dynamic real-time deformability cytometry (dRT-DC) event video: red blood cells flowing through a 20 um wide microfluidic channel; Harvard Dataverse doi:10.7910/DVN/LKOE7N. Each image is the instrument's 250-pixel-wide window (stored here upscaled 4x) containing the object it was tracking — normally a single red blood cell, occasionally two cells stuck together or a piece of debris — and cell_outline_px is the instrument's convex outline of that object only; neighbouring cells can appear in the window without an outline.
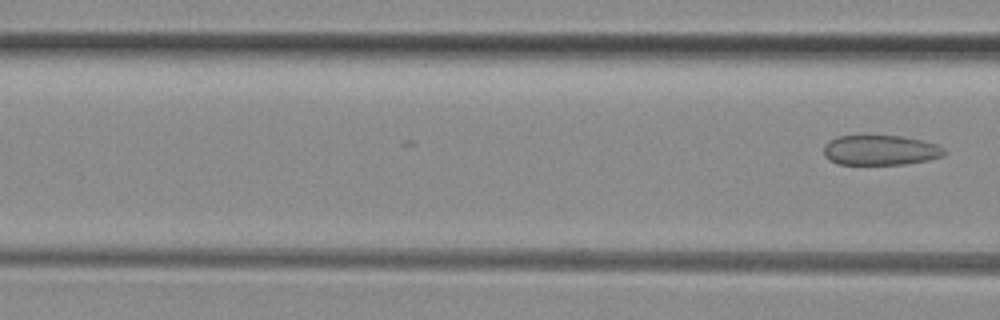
{"species": "common noctule bat (a hibernating species)", "species_latin": "Nyctalus noctula", "temperature_condition": "room temperature", "stored_images_in_passage": 15, "camera_frame_rate_fps": 3000, "um_per_image_px": 0.085, "animal": {"sex": "female", "body_mass_g": 29.2, "forearm_length_mm": 56.3}, "frame": {"image": 1, "passage_image": 15, "time_ms": 4.667, "image_size_px": [1000, 320], "cell_outline_px": [[944, 156], [928, 160], [904, 164], [840, 164], [828, 160], [824, 156], [824, 148], [828, 140], [840, 136], [900, 136], [920, 140], [936, 144], [944, 148]], "centroid_in_image_um": [74.82, 12.77], "position_along_channel_um": 91.8, "area_um2": 20.92}}